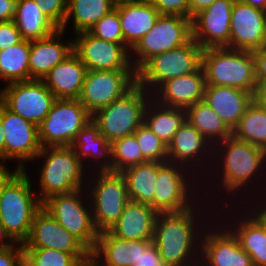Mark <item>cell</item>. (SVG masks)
Returning <instances> with one entry per match:
<instances>
[{
    "label": "cell",
    "mask_w": 266,
    "mask_h": 266,
    "mask_svg": "<svg viewBox=\"0 0 266 266\" xmlns=\"http://www.w3.org/2000/svg\"><path fill=\"white\" fill-rule=\"evenodd\" d=\"M260 213H256L254 216H252L259 224L260 226L266 231V208L262 209V211H259Z\"/></svg>",
    "instance_id": "55"
},
{
    "label": "cell",
    "mask_w": 266,
    "mask_h": 266,
    "mask_svg": "<svg viewBox=\"0 0 266 266\" xmlns=\"http://www.w3.org/2000/svg\"><path fill=\"white\" fill-rule=\"evenodd\" d=\"M91 253L98 259L104 256L102 266H133L140 255V240H123L108 231L99 232L96 247Z\"/></svg>",
    "instance_id": "28"
},
{
    "label": "cell",
    "mask_w": 266,
    "mask_h": 266,
    "mask_svg": "<svg viewBox=\"0 0 266 266\" xmlns=\"http://www.w3.org/2000/svg\"><path fill=\"white\" fill-rule=\"evenodd\" d=\"M216 0H189V18L192 19L197 13L208 8Z\"/></svg>",
    "instance_id": "50"
},
{
    "label": "cell",
    "mask_w": 266,
    "mask_h": 266,
    "mask_svg": "<svg viewBox=\"0 0 266 266\" xmlns=\"http://www.w3.org/2000/svg\"><path fill=\"white\" fill-rule=\"evenodd\" d=\"M16 3L17 0H0V22L13 20Z\"/></svg>",
    "instance_id": "48"
},
{
    "label": "cell",
    "mask_w": 266,
    "mask_h": 266,
    "mask_svg": "<svg viewBox=\"0 0 266 266\" xmlns=\"http://www.w3.org/2000/svg\"><path fill=\"white\" fill-rule=\"evenodd\" d=\"M182 173L184 172L181 171L179 164L169 161L159 162V176L155 181V195L153 201L149 204L158 213L180 212L191 207V204L187 201V198H189L187 196L189 187L187 186L189 185H187L186 178Z\"/></svg>",
    "instance_id": "19"
},
{
    "label": "cell",
    "mask_w": 266,
    "mask_h": 266,
    "mask_svg": "<svg viewBox=\"0 0 266 266\" xmlns=\"http://www.w3.org/2000/svg\"><path fill=\"white\" fill-rule=\"evenodd\" d=\"M203 48L192 38L178 48L153 56L137 71V83L156 91L163 82L196 72L202 66Z\"/></svg>",
    "instance_id": "6"
},
{
    "label": "cell",
    "mask_w": 266,
    "mask_h": 266,
    "mask_svg": "<svg viewBox=\"0 0 266 266\" xmlns=\"http://www.w3.org/2000/svg\"><path fill=\"white\" fill-rule=\"evenodd\" d=\"M104 160L99 167L100 171L122 172L131 166L148 162L142 155L135 134L114 140L111 160Z\"/></svg>",
    "instance_id": "36"
},
{
    "label": "cell",
    "mask_w": 266,
    "mask_h": 266,
    "mask_svg": "<svg viewBox=\"0 0 266 266\" xmlns=\"http://www.w3.org/2000/svg\"><path fill=\"white\" fill-rule=\"evenodd\" d=\"M223 231L205 234L206 238L201 242L204 255L200 257L205 258L208 266H253L251 257L242 249L232 230Z\"/></svg>",
    "instance_id": "25"
},
{
    "label": "cell",
    "mask_w": 266,
    "mask_h": 266,
    "mask_svg": "<svg viewBox=\"0 0 266 266\" xmlns=\"http://www.w3.org/2000/svg\"><path fill=\"white\" fill-rule=\"evenodd\" d=\"M76 34L79 37L73 42V52L87 70H135L124 44L105 41L92 36L88 31Z\"/></svg>",
    "instance_id": "14"
},
{
    "label": "cell",
    "mask_w": 266,
    "mask_h": 266,
    "mask_svg": "<svg viewBox=\"0 0 266 266\" xmlns=\"http://www.w3.org/2000/svg\"><path fill=\"white\" fill-rule=\"evenodd\" d=\"M88 32L92 36L105 41L124 44L119 12L116 7L110 13L102 17L97 23H95L88 30Z\"/></svg>",
    "instance_id": "41"
},
{
    "label": "cell",
    "mask_w": 266,
    "mask_h": 266,
    "mask_svg": "<svg viewBox=\"0 0 266 266\" xmlns=\"http://www.w3.org/2000/svg\"><path fill=\"white\" fill-rule=\"evenodd\" d=\"M225 146L222 173L224 174L222 185L227 191L240 190L251 180L253 174L258 172L266 159V150L239 140L233 135L223 141Z\"/></svg>",
    "instance_id": "13"
},
{
    "label": "cell",
    "mask_w": 266,
    "mask_h": 266,
    "mask_svg": "<svg viewBox=\"0 0 266 266\" xmlns=\"http://www.w3.org/2000/svg\"><path fill=\"white\" fill-rule=\"evenodd\" d=\"M56 100L43 80L7 84L1 102L13 113L39 126Z\"/></svg>",
    "instance_id": "12"
},
{
    "label": "cell",
    "mask_w": 266,
    "mask_h": 266,
    "mask_svg": "<svg viewBox=\"0 0 266 266\" xmlns=\"http://www.w3.org/2000/svg\"><path fill=\"white\" fill-rule=\"evenodd\" d=\"M202 67L206 85L235 87L255 95L258 84L252 51L228 47L203 49Z\"/></svg>",
    "instance_id": "1"
},
{
    "label": "cell",
    "mask_w": 266,
    "mask_h": 266,
    "mask_svg": "<svg viewBox=\"0 0 266 266\" xmlns=\"http://www.w3.org/2000/svg\"><path fill=\"white\" fill-rule=\"evenodd\" d=\"M31 41L22 40L8 49L0 50V79L8 84L29 80Z\"/></svg>",
    "instance_id": "34"
},
{
    "label": "cell",
    "mask_w": 266,
    "mask_h": 266,
    "mask_svg": "<svg viewBox=\"0 0 266 266\" xmlns=\"http://www.w3.org/2000/svg\"><path fill=\"white\" fill-rule=\"evenodd\" d=\"M143 157L148 162H167V146L144 123L135 131Z\"/></svg>",
    "instance_id": "40"
},
{
    "label": "cell",
    "mask_w": 266,
    "mask_h": 266,
    "mask_svg": "<svg viewBox=\"0 0 266 266\" xmlns=\"http://www.w3.org/2000/svg\"><path fill=\"white\" fill-rule=\"evenodd\" d=\"M90 253H67L48 248H24V260L30 266H76Z\"/></svg>",
    "instance_id": "39"
},
{
    "label": "cell",
    "mask_w": 266,
    "mask_h": 266,
    "mask_svg": "<svg viewBox=\"0 0 266 266\" xmlns=\"http://www.w3.org/2000/svg\"><path fill=\"white\" fill-rule=\"evenodd\" d=\"M22 37L13 20L0 22V50H5L22 41Z\"/></svg>",
    "instance_id": "45"
},
{
    "label": "cell",
    "mask_w": 266,
    "mask_h": 266,
    "mask_svg": "<svg viewBox=\"0 0 266 266\" xmlns=\"http://www.w3.org/2000/svg\"><path fill=\"white\" fill-rule=\"evenodd\" d=\"M264 47L266 48V16L264 19Z\"/></svg>",
    "instance_id": "57"
},
{
    "label": "cell",
    "mask_w": 266,
    "mask_h": 266,
    "mask_svg": "<svg viewBox=\"0 0 266 266\" xmlns=\"http://www.w3.org/2000/svg\"><path fill=\"white\" fill-rule=\"evenodd\" d=\"M42 12L58 27L64 25L68 0H34Z\"/></svg>",
    "instance_id": "42"
},
{
    "label": "cell",
    "mask_w": 266,
    "mask_h": 266,
    "mask_svg": "<svg viewBox=\"0 0 266 266\" xmlns=\"http://www.w3.org/2000/svg\"><path fill=\"white\" fill-rule=\"evenodd\" d=\"M242 3L252 5L253 7L266 11V0H240Z\"/></svg>",
    "instance_id": "56"
},
{
    "label": "cell",
    "mask_w": 266,
    "mask_h": 266,
    "mask_svg": "<svg viewBox=\"0 0 266 266\" xmlns=\"http://www.w3.org/2000/svg\"><path fill=\"white\" fill-rule=\"evenodd\" d=\"M266 11L235 0L231 10L229 48L254 51L264 47Z\"/></svg>",
    "instance_id": "18"
},
{
    "label": "cell",
    "mask_w": 266,
    "mask_h": 266,
    "mask_svg": "<svg viewBox=\"0 0 266 266\" xmlns=\"http://www.w3.org/2000/svg\"><path fill=\"white\" fill-rule=\"evenodd\" d=\"M0 119L5 131V160L19 159L20 167L25 169L24 160L32 161L42 149L38 126L10 111L1 101Z\"/></svg>",
    "instance_id": "15"
},
{
    "label": "cell",
    "mask_w": 266,
    "mask_h": 266,
    "mask_svg": "<svg viewBox=\"0 0 266 266\" xmlns=\"http://www.w3.org/2000/svg\"><path fill=\"white\" fill-rule=\"evenodd\" d=\"M233 234L238 238L241 247L251 257L253 266H266V231L251 216L242 219Z\"/></svg>",
    "instance_id": "37"
},
{
    "label": "cell",
    "mask_w": 266,
    "mask_h": 266,
    "mask_svg": "<svg viewBox=\"0 0 266 266\" xmlns=\"http://www.w3.org/2000/svg\"><path fill=\"white\" fill-rule=\"evenodd\" d=\"M0 159L5 160V131L0 119Z\"/></svg>",
    "instance_id": "54"
},
{
    "label": "cell",
    "mask_w": 266,
    "mask_h": 266,
    "mask_svg": "<svg viewBox=\"0 0 266 266\" xmlns=\"http://www.w3.org/2000/svg\"><path fill=\"white\" fill-rule=\"evenodd\" d=\"M22 266H30L25 260H23Z\"/></svg>",
    "instance_id": "59"
},
{
    "label": "cell",
    "mask_w": 266,
    "mask_h": 266,
    "mask_svg": "<svg viewBox=\"0 0 266 266\" xmlns=\"http://www.w3.org/2000/svg\"><path fill=\"white\" fill-rule=\"evenodd\" d=\"M138 83L124 96L113 101L92 115V121L98 126L101 135L108 142L134 134L144 122V111L149 100ZM148 98V100H147Z\"/></svg>",
    "instance_id": "4"
},
{
    "label": "cell",
    "mask_w": 266,
    "mask_h": 266,
    "mask_svg": "<svg viewBox=\"0 0 266 266\" xmlns=\"http://www.w3.org/2000/svg\"><path fill=\"white\" fill-rule=\"evenodd\" d=\"M133 266H167L153 240H140V255Z\"/></svg>",
    "instance_id": "43"
},
{
    "label": "cell",
    "mask_w": 266,
    "mask_h": 266,
    "mask_svg": "<svg viewBox=\"0 0 266 266\" xmlns=\"http://www.w3.org/2000/svg\"><path fill=\"white\" fill-rule=\"evenodd\" d=\"M125 178L130 201L150 204L155 195V181L159 176V162H145L120 172Z\"/></svg>",
    "instance_id": "29"
},
{
    "label": "cell",
    "mask_w": 266,
    "mask_h": 266,
    "mask_svg": "<svg viewBox=\"0 0 266 266\" xmlns=\"http://www.w3.org/2000/svg\"><path fill=\"white\" fill-rule=\"evenodd\" d=\"M234 2L235 0H216L192 18V38L203 49L229 48Z\"/></svg>",
    "instance_id": "16"
},
{
    "label": "cell",
    "mask_w": 266,
    "mask_h": 266,
    "mask_svg": "<svg viewBox=\"0 0 266 266\" xmlns=\"http://www.w3.org/2000/svg\"><path fill=\"white\" fill-rule=\"evenodd\" d=\"M71 147L82 163L90 156L93 159L97 156V160L104 156L112 157V143L101 135L98 126L92 120L79 131Z\"/></svg>",
    "instance_id": "38"
},
{
    "label": "cell",
    "mask_w": 266,
    "mask_h": 266,
    "mask_svg": "<svg viewBox=\"0 0 266 266\" xmlns=\"http://www.w3.org/2000/svg\"><path fill=\"white\" fill-rule=\"evenodd\" d=\"M194 208L180 212L159 213L153 243L167 266H186L195 256ZM193 247V248H192ZM195 250V251H194ZM194 251V253H193ZM189 262V263H188Z\"/></svg>",
    "instance_id": "2"
},
{
    "label": "cell",
    "mask_w": 266,
    "mask_h": 266,
    "mask_svg": "<svg viewBox=\"0 0 266 266\" xmlns=\"http://www.w3.org/2000/svg\"><path fill=\"white\" fill-rule=\"evenodd\" d=\"M194 263H195L196 265H195V264H193V263H191L192 265L188 264V265H186V266H198V265L200 264V263H198V262H195V261H194ZM197 263H198V264H197ZM204 263H205V262H203V261H202V264H201V266H202V265H203V266H208L207 264H204Z\"/></svg>",
    "instance_id": "58"
},
{
    "label": "cell",
    "mask_w": 266,
    "mask_h": 266,
    "mask_svg": "<svg viewBox=\"0 0 266 266\" xmlns=\"http://www.w3.org/2000/svg\"><path fill=\"white\" fill-rule=\"evenodd\" d=\"M13 21L23 40L43 39L59 29L34 0H17Z\"/></svg>",
    "instance_id": "27"
},
{
    "label": "cell",
    "mask_w": 266,
    "mask_h": 266,
    "mask_svg": "<svg viewBox=\"0 0 266 266\" xmlns=\"http://www.w3.org/2000/svg\"><path fill=\"white\" fill-rule=\"evenodd\" d=\"M158 214L149 204L130 201L108 232L123 240H153Z\"/></svg>",
    "instance_id": "23"
},
{
    "label": "cell",
    "mask_w": 266,
    "mask_h": 266,
    "mask_svg": "<svg viewBox=\"0 0 266 266\" xmlns=\"http://www.w3.org/2000/svg\"><path fill=\"white\" fill-rule=\"evenodd\" d=\"M192 39V19L160 14L153 28L132 49L137 53L133 67L138 71L153 56L178 48Z\"/></svg>",
    "instance_id": "8"
},
{
    "label": "cell",
    "mask_w": 266,
    "mask_h": 266,
    "mask_svg": "<svg viewBox=\"0 0 266 266\" xmlns=\"http://www.w3.org/2000/svg\"><path fill=\"white\" fill-rule=\"evenodd\" d=\"M255 60V78L259 85L266 84V48L252 51Z\"/></svg>",
    "instance_id": "47"
},
{
    "label": "cell",
    "mask_w": 266,
    "mask_h": 266,
    "mask_svg": "<svg viewBox=\"0 0 266 266\" xmlns=\"http://www.w3.org/2000/svg\"><path fill=\"white\" fill-rule=\"evenodd\" d=\"M87 71L85 65L73 52L57 64L43 81L56 99H78Z\"/></svg>",
    "instance_id": "26"
},
{
    "label": "cell",
    "mask_w": 266,
    "mask_h": 266,
    "mask_svg": "<svg viewBox=\"0 0 266 266\" xmlns=\"http://www.w3.org/2000/svg\"><path fill=\"white\" fill-rule=\"evenodd\" d=\"M254 100L266 110V84L257 87Z\"/></svg>",
    "instance_id": "51"
},
{
    "label": "cell",
    "mask_w": 266,
    "mask_h": 266,
    "mask_svg": "<svg viewBox=\"0 0 266 266\" xmlns=\"http://www.w3.org/2000/svg\"><path fill=\"white\" fill-rule=\"evenodd\" d=\"M38 157L47 158L40 173L41 203L57 194L82 190L84 163L76 156L71 146H46L35 158Z\"/></svg>",
    "instance_id": "5"
},
{
    "label": "cell",
    "mask_w": 266,
    "mask_h": 266,
    "mask_svg": "<svg viewBox=\"0 0 266 266\" xmlns=\"http://www.w3.org/2000/svg\"><path fill=\"white\" fill-rule=\"evenodd\" d=\"M124 45L132 48L152 28L159 17L157 9L146 0H117Z\"/></svg>",
    "instance_id": "20"
},
{
    "label": "cell",
    "mask_w": 266,
    "mask_h": 266,
    "mask_svg": "<svg viewBox=\"0 0 266 266\" xmlns=\"http://www.w3.org/2000/svg\"><path fill=\"white\" fill-rule=\"evenodd\" d=\"M15 244L16 245L0 250V266H22L24 247L22 243L16 242Z\"/></svg>",
    "instance_id": "46"
},
{
    "label": "cell",
    "mask_w": 266,
    "mask_h": 266,
    "mask_svg": "<svg viewBox=\"0 0 266 266\" xmlns=\"http://www.w3.org/2000/svg\"><path fill=\"white\" fill-rule=\"evenodd\" d=\"M98 263V264H97ZM76 266H101L97 261V257L90 253L86 258L81 259Z\"/></svg>",
    "instance_id": "53"
},
{
    "label": "cell",
    "mask_w": 266,
    "mask_h": 266,
    "mask_svg": "<svg viewBox=\"0 0 266 266\" xmlns=\"http://www.w3.org/2000/svg\"><path fill=\"white\" fill-rule=\"evenodd\" d=\"M206 144L209 145L207 139L185 120L167 146L168 161L178 164L179 160L180 165H187L192 161L190 159L196 160L197 156H201L202 150L207 151Z\"/></svg>",
    "instance_id": "31"
},
{
    "label": "cell",
    "mask_w": 266,
    "mask_h": 266,
    "mask_svg": "<svg viewBox=\"0 0 266 266\" xmlns=\"http://www.w3.org/2000/svg\"><path fill=\"white\" fill-rule=\"evenodd\" d=\"M152 104L154 105L152 108ZM160 106L155 108V106ZM161 104L146 105L144 111V124L168 146L175 133L186 120V109L162 106ZM148 108V109H147ZM155 109V111L153 110ZM158 109V110H157ZM160 109V110H159ZM150 110V111H149ZM157 110V111H156ZM150 113H149V112ZM153 112V113H152Z\"/></svg>",
    "instance_id": "30"
},
{
    "label": "cell",
    "mask_w": 266,
    "mask_h": 266,
    "mask_svg": "<svg viewBox=\"0 0 266 266\" xmlns=\"http://www.w3.org/2000/svg\"><path fill=\"white\" fill-rule=\"evenodd\" d=\"M160 14L189 18V0H149Z\"/></svg>",
    "instance_id": "44"
},
{
    "label": "cell",
    "mask_w": 266,
    "mask_h": 266,
    "mask_svg": "<svg viewBox=\"0 0 266 266\" xmlns=\"http://www.w3.org/2000/svg\"><path fill=\"white\" fill-rule=\"evenodd\" d=\"M232 135L266 150V110L253 100L233 129Z\"/></svg>",
    "instance_id": "35"
},
{
    "label": "cell",
    "mask_w": 266,
    "mask_h": 266,
    "mask_svg": "<svg viewBox=\"0 0 266 266\" xmlns=\"http://www.w3.org/2000/svg\"><path fill=\"white\" fill-rule=\"evenodd\" d=\"M186 120L209 142L212 140V143L216 140V142L220 141L218 144H221L232 135V131L225 125L221 117L203 100L186 109Z\"/></svg>",
    "instance_id": "33"
},
{
    "label": "cell",
    "mask_w": 266,
    "mask_h": 266,
    "mask_svg": "<svg viewBox=\"0 0 266 266\" xmlns=\"http://www.w3.org/2000/svg\"><path fill=\"white\" fill-rule=\"evenodd\" d=\"M81 190L57 194L42 203V207L70 234L78 238L91 252L95 249L99 231L88 207L80 200Z\"/></svg>",
    "instance_id": "10"
},
{
    "label": "cell",
    "mask_w": 266,
    "mask_h": 266,
    "mask_svg": "<svg viewBox=\"0 0 266 266\" xmlns=\"http://www.w3.org/2000/svg\"><path fill=\"white\" fill-rule=\"evenodd\" d=\"M31 182L22 170L0 194V223L10 237L22 243L29 237L35 213L42 207L33 199Z\"/></svg>",
    "instance_id": "3"
},
{
    "label": "cell",
    "mask_w": 266,
    "mask_h": 266,
    "mask_svg": "<svg viewBox=\"0 0 266 266\" xmlns=\"http://www.w3.org/2000/svg\"><path fill=\"white\" fill-rule=\"evenodd\" d=\"M117 0H68L64 31L68 20L73 15L74 32L88 31L102 17L115 9Z\"/></svg>",
    "instance_id": "32"
},
{
    "label": "cell",
    "mask_w": 266,
    "mask_h": 266,
    "mask_svg": "<svg viewBox=\"0 0 266 266\" xmlns=\"http://www.w3.org/2000/svg\"><path fill=\"white\" fill-rule=\"evenodd\" d=\"M137 84L136 70H88L78 100L93 115Z\"/></svg>",
    "instance_id": "9"
},
{
    "label": "cell",
    "mask_w": 266,
    "mask_h": 266,
    "mask_svg": "<svg viewBox=\"0 0 266 266\" xmlns=\"http://www.w3.org/2000/svg\"><path fill=\"white\" fill-rule=\"evenodd\" d=\"M1 98H2V90H1V92H0V101H1Z\"/></svg>",
    "instance_id": "60"
},
{
    "label": "cell",
    "mask_w": 266,
    "mask_h": 266,
    "mask_svg": "<svg viewBox=\"0 0 266 266\" xmlns=\"http://www.w3.org/2000/svg\"><path fill=\"white\" fill-rule=\"evenodd\" d=\"M24 248H48L67 253H91L74 235L63 228L43 207L34 215Z\"/></svg>",
    "instance_id": "17"
},
{
    "label": "cell",
    "mask_w": 266,
    "mask_h": 266,
    "mask_svg": "<svg viewBox=\"0 0 266 266\" xmlns=\"http://www.w3.org/2000/svg\"><path fill=\"white\" fill-rule=\"evenodd\" d=\"M92 188L93 222L99 232L108 231L130 202L125 178L120 172L99 171ZM94 212V213H93Z\"/></svg>",
    "instance_id": "11"
},
{
    "label": "cell",
    "mask_w": 266,
    "mask_h": 266,
    "mask_svg": "<svg viewBox=\"0 0 266 266\" xmlns=\"http://www.w3.org/2000/svg\"><path fill=\"white\" fill-rule=\"evenodd\" d=\"M254 96L247 91L230 86L206 85L203 101L216 112L233 131Z\"/></svg>",
    "instance_id": "21"
},
{
    "label": "cell",
    "mask_w": 266,
    "mask_h": 266,
    "mask_svg": "<svg viewBox=\"0 0 266 266\" xmlns=\"http://www.w3.org/2000/svg\"><path fill=\"white\" fill-rule=\"evenodd\" d=\"M9 238V239H8ZM3 239H7V240H11L10 243L7 244V242L3 243ZM0 250L6 249L10 246H13L14 243H16L11 237L10 235L5 231L4 227L2 226V224L0 223Z\"/></svg>",
    "instance_id": "52"
},
{
    "label": "cell",
    "mask_w": 266,
    "mask_h": 266,
    "mask_svg": "<svg viewBox=\"0 0 266 266\" xmlns=\"http://www.w3.org/2000/svg\"><path fill=\"white\" fill-rule=\"evenodd\" d=\"M20 165L17 166L13 173H10L5 166L0 163V194L5 187L12 182V180L22 171Z\"/></svg>",
    "instance_id": "49"
},
{
    "label": "cell",
    "mask_w": 266,
    "mask_h": 266,
    "mask_svg": "<svg viewBox=\"0 0 266 266\" xmlns=\"http://www.w3.org/2000/svg\"><path fill=\"white\" fill-rule=\"evenodd\" d=\"M91 120L92 115L78 99H56L38 126L41 147L71 146L79 131Z\"/></svg>",
    "instance_id": "7"
},
{
    "label": "cell",
    "mask_w": 266,
    "mask_h": 266,
    "mask_svg": "<svg viewBox=\"0 0 266 266\" xmlns=\"http://www.w3.org/2000/svg\"><path fill=\"white\" fill-rule=\"evenodd\" d=\"M63 32L59 28L46 38L31 41L29 80H43L57 64L73 53V42L64 45L59 41Z\"/></svg>",
    "instance_id": "24"
},
{
    "label": "cell",
    "mask_w": 266,
    "mask_h": 266,
    "mask_svg": "<svg viewBox=\"0 0 266 266\" xmlns=\"http://www.w3.org/2000/svg\"><path fill=\"white\" fill-rule=\"evenodd\" d=\"M206 79L203 67L196 72L171 78L163 82L156 92L160 91L157 103L163 106L187 109L204 98ZM162 97V98H161ZM160 100H162L160 102ZM159 101V102H158ZM163 102V103H162Z\"/></svg>",
    "instance_id": "22"
}]
</instances>
